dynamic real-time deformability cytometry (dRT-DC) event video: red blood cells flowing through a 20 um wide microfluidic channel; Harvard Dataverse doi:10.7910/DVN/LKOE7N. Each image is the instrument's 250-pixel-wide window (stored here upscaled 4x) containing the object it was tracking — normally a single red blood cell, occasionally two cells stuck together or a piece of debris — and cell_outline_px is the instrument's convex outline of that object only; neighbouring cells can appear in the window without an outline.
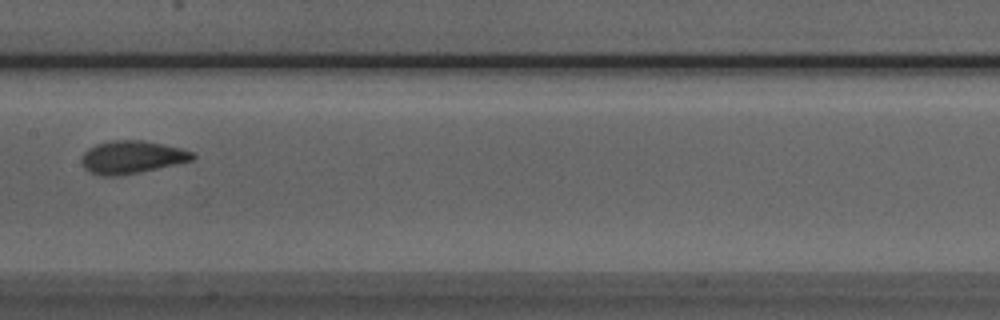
{"species": "Egyptian fruit bat (a non-hibernating species)", "species_latin": "Rousettus aegyptiacus", "temperature_condition": "room temperature", "stored_images_in_passage": 4, "camera_frame_rate_fps": 3000, "um_per_image_px": 0.085, "animal": {"sex": "male"}, "frame": {"image": 1, "passage_image": 4, "time_ms": 3.333, "image_size_px": [1000, 320], "cell_outline_px": [[196, 156], [192, 160], [140, 172], [116, 176], [100, 176], [88, 172], [84, 168], [80, 160], [84, 152], [88, 148], [96, 144], [112, 140], [140, 140], [180, 148], [192, 152]], "centroid_in_image_um": [11.14, 13.37], "position_along_channel_um": 196.3, "area_um2": 21.1}}